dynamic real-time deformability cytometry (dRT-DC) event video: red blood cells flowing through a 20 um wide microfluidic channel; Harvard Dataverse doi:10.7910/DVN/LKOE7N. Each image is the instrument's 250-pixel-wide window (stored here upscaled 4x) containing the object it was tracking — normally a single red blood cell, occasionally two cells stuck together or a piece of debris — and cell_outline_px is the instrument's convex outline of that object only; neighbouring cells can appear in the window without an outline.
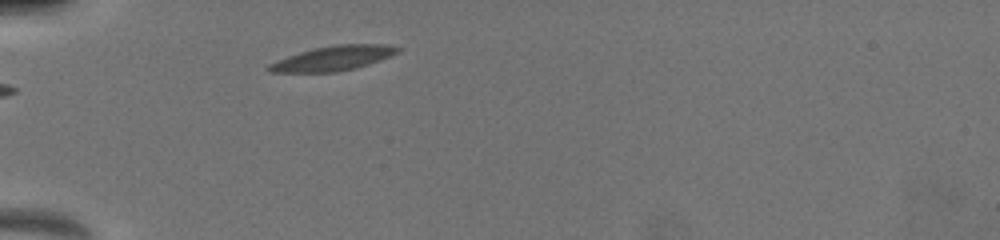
{"species": "common noctule bat (a hibernating species)", "species_latin": "Nyctalus noctula", "temperature_condition": "warm", "stored_images_in_passage": 3, "camera_frame_rate_fps": 3000, "um_per_image_px": 0.085, "animal": {"sex": "female", "body_mass_g": 19.5, "forearm_length_mm": 54.1}, "frame": {"image": 1, "passage_image": 1, "time_ms": 0.0, "image_size_px": [1000, 240], "cell_outline_px": [[400, 52], [380, 60], [356, 68], [336, 72], [268, 72], [264, 68], [268, 64], [276, 60], [312, 48], [336, 44], [388, 44], [400, 48]], "centroid_in_image_um": [28.29, 4.95], "position_along_channel_um": 56.7, "area_um2": 18.67}}